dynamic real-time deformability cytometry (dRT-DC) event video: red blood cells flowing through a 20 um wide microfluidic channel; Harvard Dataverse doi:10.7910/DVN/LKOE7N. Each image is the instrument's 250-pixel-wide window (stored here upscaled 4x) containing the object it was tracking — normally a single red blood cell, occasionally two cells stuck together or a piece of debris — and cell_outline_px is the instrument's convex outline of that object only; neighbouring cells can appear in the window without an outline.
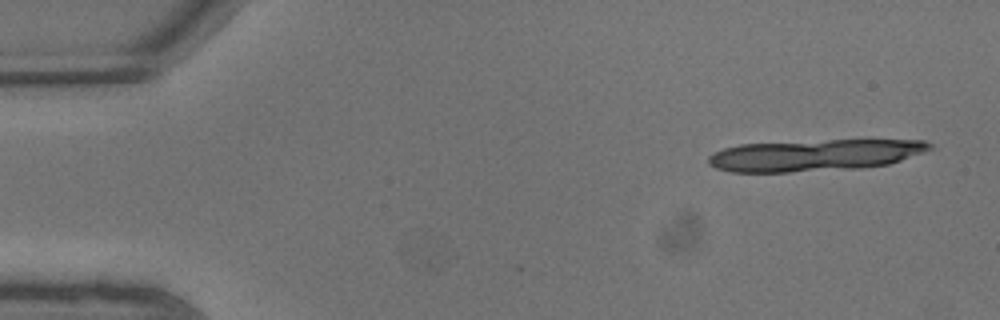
{"species": "common noctule bat (a hibernating species)", "species_latin": "Nyctalus noctula", "temperature_condition": "warm", "stored_images_in_passage": 7, "segment_of_instrument_passage": [1, 2], "camera_frame_rate_fps": 3000, "um_per_image_px": 0.085, "animal": {"sex": "male", "body_mass_g": 13.3}, "frame": {"image": 1, "passage_image": 1, "time_ms": 0.0, "image_size_px": [1000, 320], "cell_outline_px": [[932, 148], [924, 152], [888, 164], [860, 168], [788, 172], [732, 172], [716, 168], [708, 164], [708, 156], [712, 152], [724, 148], [740, 144], [828, 140], [924, 140], [932, 144]], "centroid_in_image_um": [69.21, 13.19], "position_along_channel_um": 15.8, "area_um2": 40.69}}